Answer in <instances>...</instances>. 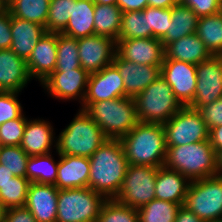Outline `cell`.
I'll return each instance as SVG.
<instances>
[{
	"label": "cell",
	"instance_id": "6da1fadb",
	"mask_svg": "<svg viewBox=\"0 0 222 222\" xmlns=\"http://www.w3.org/2000/svg\"><path fill=\"white\" fill-rule=\"evenodd\" d=\"M88 188L102 194L106 199H114L125 178L128 160L119 139H106L92 154Z\"/></svg>",
	"mask_w": 222,
	"mask_h": 222
},
{
	"label": "cell",
	"instance_id": "7a4b0ae2",
	"mask_svg": "<svg viewBox=\"0 0 222 222\" xmlns=\"http://www.w3.org/2000/svg\"><path fill=\"white\" fill-rule=\"evenodd\" d=\"M119 140L130 165L164 166L167 148L163 124L139 122Z\"/></svg>",
	"mask_w": 222,
	"mask_h": 222
},
{
	"label": "cell",
	"instance_id": "3957f363",
	"mask_svg": "<svg viewBox=\"0 0 222 222\" xmlns=\"http://www.w3.org/2000/svg\"><path fill=\"white\" fill-rule=\"evenodd\" d=\"M110 139L127 135L138 123L134 98L120 97L79 106Z\"/></svg>",
	"mask_w": 222,
	"mask_h": 222
},
{
	"label": "cell",
	"instance_id": "277c9868",
	"mask_svg": "<svg viewBox=\"0 0 222 222\" xmlns=\"http://www.w3.org/2000/svg\"><path fill=\"white\" fill-rule=\"evenodd\" d=\"M164 166L190 181L218 175L217 153L209 140L168 147Z\"/></svg>",
	"mask_w": 222,
	"mask_h": 222
},
{
	"label": "cell",
	"instance_id": "5b68a950",
	"mask_svg": "<svg viewBox=\"0 0 222 222\" xmlns=\"http://www.w3.org/2000/svg\"><path fill=\"white\" fill-rule=\"evenodd\" d=\"M56 137V154L87 158L108 139L83 109L77 111L72 121Z\"/></svg>",
	"mask_w": 222,
	"mask_h": 222
},
{
	"label": "cell",
	"instance_id": "8992f818",
	"mask_svg": "<svg viewBox=\"0 0 222 222\" xmlns=\"http://www.w3.org/2000/svg\"><path fill=\"white\" fill-rule=\"evenodd\" d=\"M137 118L142 123L164 124L183 106L171 86L160 76L134 98Z\"/></svg>",
	"mask_w": 222,
	"mask_h": 222
},
{
	"label": "cell",
	"instance_id": "52a82bcc",
	"mask_svg": "<svg viewBox=\"0 0 222 222\" xmlns=\"http://www.w3.org/2000/svg\"><path fill=\"white\" fill-rule=\"evenodd\" d=\"M106 200L88 187L58 189L56 222H96Z\"/></svg>",
	"mask_w": 222,
	"mask_h": 222
},
{
	"label": "cell",
	"instance_id": "ba28073f",
	"mask_svg": "<svg viewBox=\"0 0 222 222\" xmlns=\"http://www.w3.org/2000/svg\"><path fill=\"white\" fill-rule=\"evenodd\" d=\"M183 206L203 222L222 220V175L191 181Z\"/></svg>",
	"mask_w": 222,
	"mask_h": 222
},
{
	"label": "cell",
	"instance_id": "9c48e42d",
	"mask_svg": "<svg viewBox=\"0 0 222 222\" xmlns=\"http://www.w3.org/2000/svg\"><path fill=\"white\" fill-rule=\"evenodd\" d=\"M158 168L129 164L118 195L114 199L135 209L156 199L155 184Z\"/></svg>",
	"mask_w": 222,
	"mask_h": 222
},
{
	"label": "cell",
	"instance_id": "30bf717a",
	"mask_svg": "<svg viewBox=\"0 0 222 222\" xmlns=\"http://www.w3.org/2000/svg\"><path fill=\"white\" fill-rule=\"evenodd\" d=\"M166 148L209 140V129L200 113L189 106L182 107L163 124Z\"/></svg>",
	"mask_w": 222,
	"mask_h": 222
},
{
	"label": "cell",
	"instance_id": "8fae6325",
	"mask_svg": "<svg viewBox=\"0 0 222 222\" xmlns=\"http://www.w3.org/2000/svg\"><path fill=\"white\" fill-rule=\"evenodd\" d=\"M89 76L90 74L82 68L52 72L40 85L52 98L64 102L78 100L82 105Z\"/></svg>",
	"mask_w": 222,
	"mask_h": 222
},
{
	"label": "cell",
	"instance_id": "7c38bea8",
	"mask_svg": "<svg viewBox=\"0 0 222 222\" xmlns=\"http://www.w3.org/2000/svg\"><path fill=\"white\" fill-rule=\"evenodd\" d=\"M196 73L195 97L189 106L195 110L222 97V55H212L196 64Z\"/></svg>",
	"mask_w": 222,
	"mask_h": 222
},
{
	"label": "cell",
	"instance_id": "4fadbf2b",
	"mask_svg": "<svg viewBox=\"0 0 222 222\" xmlns=\"http://www.w3.org/2000/svg\"><path fill=\"white\" fill-rule=\"evenodd\" d=\"M161 77L171 86L176 99L183 107L192 104L197 84L196 65L164 59L161 66Z\"/></svg>",
	"mask_w": 222,
	"mask_h": 222
},
{
	"label": "cell",
	"instance_id": "5bb4252c",
	"mask_svg": "<svg viewBox=\"0 0 222 222\" xmlns=\"http://www.w3.org/2000/svg\"><path fill=\"white\" fill-rule=\"evenodd\" d=\"M78 50L82 69L92 74L113 62L116 41L94 34L78 39Z\"/></svg>",
	"mask_w": 222,
	"mask_h": 222
},
{
	"label": "cell",
	"instance_id": "9a60e30c",
	"mask_svg": "<svg viewBox=\"0 0 222 222\" xmlns=\"http://www.w3.org/2000/svg\"><path fill=\"white\" fill-rule=\"evenodd\" d=\"M116 53L138 65L162 66L164 45L157 38H134L116 41Z\"/></svg>",
	"mask_w": 222,
	"mask_h": 222
},
{
	"label": "cell",
	"instance_id": "2e32d148",
	"mask_svg": "<svg viewBox=\"0 0 222 222\" xmlns=\"http://www.w3.org/2000/svg\"><path fill=\"white\" fill-rule=\"evenodd\" d=\"M120 97H125V87L123 78L113 63L90 74L83 103H96Z\"/></svg>",
	"mask_w": 222,
	"mask_h": 222
},
{
	"label": "cell",
	"instance_id": "e0dca14e",
	"mask_svg": "<svg viewBox=\"0 0 222 222\" xmlns=\"http://www.w3.org/2000/svg\"><path fill=\"white\" fill-rule=\"evenodd\" d=\"M123 78L125 97L135 98L161 76V66L138 65L115 53L113 62Z\"/></svg>",
	"mask_w": 222,
	"mask_h": 222
},
{
	"label": "cell",
	"instance_id": "ac0fdd59",
	"mask_svg": "<svg viewBox=\"0 0 222 222\" xmlns=\"http://www.w3.org/2000/svg\"><path fill=\"white\" fill-rule=\"evenodd\" d=\"M56 61L57 33L46 32L26 60L31 79H37L40 84L44 82L54 72Z\"/></svg>",
	"mask_w": 222,
	"mask_h": 222
},
{
	"label": "cell",
	"instance_id": "d6986e66",
	"mask_svg": "<svg viewBox=\"0 0 222 222\" xmlns=\"http://www.w3.org/2000/svg\"><path fill=\"white\" fill-rule=\"evenodd\" d=\"M56 139L51 122L27 119L20 147L29 157L45 155L53 152L52 147L56 149Z\"/></svg>",
	"mask_w": 222,
	"mask_h": 222
},
{
	"label": "cell",
	"instance_id": "ffe728a7",
	"mask_svg": "<svg viewBox=\"0 0 222 222\" xmlns=\"http://www.w3.org/2000/svg\"><path fill=\"white\" fill-rule=\"evenodd\" d=\"M30 80L26 60L11 49H0V89L21 93Z\"/></svg>",
	"mask_w": 222,
	"mask_h": 222
},
{
	"label": "cell",
	"instance_id": "44dd1931",
	"mask_svg": "<svg viewBox=\"0 0 222 222\" xmlns=\"http://www.w3.org/2000/svg\"><path fill=\"white\" fill-rule=\"evenodd\" d=\"M58 188L55 185L30 183L25 207L36 222H56Z\"/></svg>",
	"mask_w": 222,
	"mask_h": 222
},
{
	"label": "cell",
	"instance_id": "7402d4cb",
	"mask_svg": "<svg viewBox=\"0 0 222 222\" xmlns=\"http://www.w3.org/2000/svg\"><path fill=\"white\" fill-rule=\"evenodd\" d=\"M58 155V171L55 186L58 189L87 187L90 159L81 156Z\"/></svg>",
	"mask_w": 222,
	"mask_h": 222
},
{
	"label": "cell",
	"instance_id": "603a6c76",
	"mask_svg": "<svg viewBox=\"0 0 222 222\" xmlns=\"http://www.w3.org/2000/svg\"><path fill=\"white\" fill-rule=\"evenodd\" d=\"M45 33L44 26L11 15L12 44L10 49L19 57L27 60Z\"/></svg>",
	"mask_w": 222,
	"mask_h": 222
},
{
	"label": "cell",
	"instance_id": "cb8c5ba5",
	"mask_svg": "<svg viewBox=\"0 0 222 222\" xmlns=\"http://www.w3.org/2000/svg\"><path fill=\"white\" fill-rule=\"evenodd\" d=\"M190 182L178 171L161 166L156 176V199L183 205Z\"/></svg>",
	"mask_w": 222,
	"mask_h": 222
},
{
	"label": "cell",
	"instance_id": "d4e9b609",
	"mask_svg": "<svg viewBox=\"0 0 222 222\" xmlns=\"http://www.w3.org/2000/svg\"><path fill=\"white\" fill-rule=\"evenodd\" d=\"M164 52V59L179 60L194 65L199 64L212 56L196 33L168 43L164 47Z\"/></svg>",
	"mask_w": 222,
	"mask_h": 222
},
{
	"label": "cell",
	"instance_id": "484cf974",
	"mask_svg": "<svg viewBox=\"0 0 222 222\" xmlns=\"http://www.w3.org/2000/svg\"><path fill=\"white\" fill-rule=\"evenodd\" d=\"M94 8L93 0L73 2L72 15L61 33L75 39L94 35Z\"/></svg>",
	"mask_w": 222,
	"mask_h": 222
},
{
	"label": "cell",
	"instance_id": "4316f807",
	"mask_svg": "<svg viewBox=\"0 0 222 222\" xmlns=\"http://www.w3.org/2000/svg\"><path fill=\"white\" fill-rule=\"evenodd\" d=\"M199 17L194 11L180 2L172 7V19L167 34L161 39L164 47L173 41L196 33Z\"/></svg>",
	"mask_w": 222,
	"mask_h": 222
},
{
	"label": "cell",
	"instance_id": "83f0119b",
	"mask_svg": "<svg viewBox=\"0 0 222 222\" xmlns=\"http://www.w3.org/2000/svg\"><path fill=\"white\" fill-rule=\"evenodd\" d=\"M122 10L117 5L95 3L94 34L117 41L120 32Z\"/></svg>",
	"mask_w": 222,
	"mask_h": 222
},
{
	"label": "cell",
	"instance_id": "f1b7e54d",
	"mask_svg": "<svg viewBox=\"0 0 222 222\" xmlns=\"http://www.w3.org/2000/svg\"><path fill=\"white\" fill-rule=\"evenodd\" d=\"M57 171L58 161H55L52 152L28 158L26 178L31 183L55 185L57 180Z\"/></svg>",
	"mask_w": 222,
	"mask_h": 222
},
{
	"label": "cell",
	"instance_id": "f546056e",
	"mask_svg": "<svg viewBox=\"0 0 222 222\" xmlns=\"http://www.w3.org/2000/svg\"><path fill=\"white\" fill-rule=\"evenodd\" d=\"M196 34L212 55H222V11L198 19Z\"/></svg>",
	"mask_w": 222,
	"mask_h": 222
},
{
	"label": "cell",
	"instance_id": "4dcf8cb0",
	"mask_svg": "<svg viewBox=\"0 0 222 222\" xmlns=\"http://www.w3.org/2000/svg\"><path fill=\"white\" fill-rule=\"evenodd\" d=\"M50 0H12L6 6L13 17L46 26Z\"/></svg>",
	"mask_w": 222,
	"mask_h": 222
},
{
	"label": "cell",
	"instance_id": "1f68e13d",
	"mask_svg": "<svg viewBox=\"0 0 222 222\" xmlns=\"http://www.w3.org/2000/svg\"><path fill=\"white\" fill-rule=\"evenodd\" d=\"M182 204L153 199L138 209L139 222H175Z\"/></svg>",
	"mask_w": 222,
	"mask_h": 222
},
{
	"label": "cell",
	"instance_id": "d6a6232c",
	"mask_svg": "<svg viewBox=\"0 0 222 222\" xmlns=\"http://www.w3.org/2000/svg\"><path fill=\"white\" fill-rule=\"evenodd\" d=\"M150 37L152 30L149 28L148 16L143 11L123 12L118 40Z\"/></svg>",
	"mask_w": 222,
	"mask_h": 222
},
{
	"label": "cell",
	"instance_id": "836d02e7",
	"mask_svg": "<svg viewBox=\"0 0 222 222\" xmlns=\"http://www.w3.org/2000/svg\"><path fill=\"white\" fill-rule=\"evenodd\" d=\"M82 68L79 61L78 39L57 33V61L54 72Z\"/></svg>",
	"mask_w": 222,
	"mask_h": 222
},
{
	"label": "cell",
	"instance_id": "e575fe53",
	"mask_svg": "<svg viewBox=\"0 0 222 222\" xmlns=\"http://www.w3.org/2000/svg\"><path fill=\"white\" fill-rule=\"evenodd\" d=\"M30 181L26 177L14 176L0 187V200L6 209L23 207L27 201Z\"/></svg>",
	"mask_w": 222,
	"mask_h": 222
},
{
	"label": "cell",
	"instance_id": "d590c367",
	"mask_svg": "<svg viewBox=\"0 0 222 222\" xmlns=\"http://www.w3.org/2000/svg\"><path fill=\"white\" fill-rule=\"evenodd\" d=\"M76 0H50L45 26L46 32L61 33L72 15L73 2Z\"/></svg>",
	"mask_w": 222,
	"mask_h": 222
},
{
	"label": "cell",
	"instance_id": "8d00e7d4",
	"mask_svg": "<svg viewBox=\"0 0 222 222\" xmlns=\"http://www.w3.org/2000/svg\"><path fill=\"white\" fill-rule=\"evenodd\" d=\"M96 222H139L138 209L107 199L101 207Z\"/></svg>",
	"mask_w": 222,
	"mask_h": 222
},
{
	"label": "cell",
	"instance_id": "74e56055",
	"mask_svg": "<svg viewBox=\"0 0 222 222\" xmlns=\"http://www.w3.org/2000/svg\"><path fill=\"white\" fill-rule=\"evenodd\" d=\"M29 156L20 145L0 146V164L17 177H26V166Z\"/></svg>",
	"mask_w": 222,
	"mask_h": 222
},
{
	"label": "cell",
	"instance_id": "f35d334b",
	"mask_svg": "<svg viewBox=\"0 0 222 222\" xmlns=\"http://www.w3.org/2000/svg\"><path fill=\"white\" fill-rule=\"evenodd\" d=\"M143 12L148 16L149 28L152 30V37L162 39L168 31L172 19V8H156L147 6Z\"/></svg>",
	"mask_w": 222,
	"mask_h": 222
},
{
	"label": "cell",
	"instance_id": "ab89813d",
	"mask_svg": "<svg viewBox=\"0 0 222 222\" xmlns=\"http://www.w3.org/2000/svg\"><path fill=\"white\" fill-rule=\"evenodd\" d=\"M27 119L23 114L20 118L8 120L0 125V146L20 145Z\"/></svg>",
	"mask_w": 222,
	"mask_h": 222
},
{
	"label": "cell",
	"instance_id": "60d3db41",
	"mask_svg": "<svg viewBox=\"0 0 222 222\" xmlns=\"http://www.w3.org/2000/svg\"><path fill=\"white\" fill-rule=\"evenodd\" d=\"M19 92L0 93V125L8 120L20 118L24 112L18 99Z\"/></svg>",
	"mask_w": 222,
	"mask_h": 222
},
{
	"label": "cell",
	"instance_id": "b9f144b4",
	"mask_svg": "<svg viewBox=\"0 0 222 222\" xmlns=\"http://www.w3.org/2000/svg\"><path fill=\"white\" fill-rule=\"evenodd\" d=\"M179 2L191 8L199 18L222 11V0H179Z\"/></svg>",
	"mask_w": 222,
	"mask_h": 222
},
{
	"label": "cell",
	"instance_id": "7bdbcfd3",
	"mask_svg": "<svg viewBox=\"0 0 222 222\" xmlns=\"http://www.w3.org/2000/svg\"><path fill=\"white\" fill-rule=\"evenodd\" d=\"M208 129L222 125V97L197 109Z\"/></svg>",
	"mask_w": 222,
	"mask_h": 222
},
{
	"label": "cell",
	"instance_id": "ee69618b",
	"mask_svg": "<svg viewBox=\"0 0 222 222\" xmlns=\"http://www.w3.org/2000/svg\"><path fill=\"white\" fill-rule=\"evenodd\" d=\"M11 44V14L3 7L0 10V49H10Z\"/></svg>",
	"mask_w": 222,
	"mask_h": 222
},
{
	"label": "cell",
	"instance_id": "f6af8a7d",
	"mask_svg": "<svg viewBox=\"0 0 222 222\" xmlns=\"http://www.w3.org/2000/svg\"><path fill=\"white\" fill-rule=\"evenodd\" d=\"M4 222H36L35 217L25 207L8 209Z\"/></svg>",
	"mask_w": 222,
	"mask_h": 222
},
{
	"label": "cell",
	"instance_id": "bcb514c9",
	"mask_svg": "<svg viewBox=\"0 0 222 222\" xmlns=\"http://www.w3.org/2000/svg\"><path fill=\"white\" fill-rule=\"evenodd\" d=\"M117 6L122 12L143 11L148 6L147 0H117Z\"/></svg>",
	"mask_w": 222,
	"mask_h": 222
},
{
	"label": "cell",
	"instance_id": "7dc6e473",
	"mask_svg": "<svg viewBox=\"0 0 222 222\" xmlns=\"http://www.w3.org/2000/svg\"><path fill=\"white\" fill-rule=\"evenodd\" d=\"M209 141L214 151L218 154L222 150V125L210 129Z\"/></svg>",
	"mask_w": 222,
	"mask_h": 222
},
{
	"label": "cell",
	"instance_id": "c3c4849f",
	"mask_svg": "<svg viewBox=\"0 0 222 222\" xmlns=\"http://www.w3.org/2000/svg\"><path fill=\"white\" fill-rule=\"evenodd\" d=\"M175 222H203L197 217L191 210L187 209L183 205L178 210Z\"/></svg>",
	"mask_w": 222,
	"mask_h": 222
},
{
	"label": "cell",
	"instance_id": "681fc988",
	"mask_svg": "<svg viewBox=\"0 0 222 222\" xmlns=\"http://www.w3.org/2000/svg\"><path fill=\"white\" fill-rule=\"evenodd\" d=\"M148 6L156 8H172L179 0H147Z\"/></svg>",
	"mask_w": 222,
	"mask_h": 222
},
{
	"label": "cell",
	"instance_id": "f907efd6",
	"mask_svg": "<svg viewBox=\"0 0 222 222\" xmlns=\"http://www.w3.org/2000/svg\"><path fill=\"white\" fill-rule=\"evenodd\" d=\"M14 177L13 173L8 169L4 168L3 164H0V187L6 184Z\"/></svg>",
	"mask_w": 222,
	"mask_h": 222
},
{
	"label": "cell",
	"instance_id": "816d5d0a",
	"mask_svg": "<svg viewBox=\"0 0 222 222\" xmlns=\"http://www.w3.org/2000/svg\"><path fill=\"white\" fill-rule=\"evenodd\" d=\"M217 172L222 175V150L217 154Z\"/></svg>",
	"mask_w": 222,
	"mask_h": 222
},
{
	"label": "cell",
	"instance_id": "f5cc1de1",
	"mask_svg": "<svg viewBox=\"0 0 222 222\" xmlns=\"http://www.w3.org/2000/svg\"><path fill=\"white\" fill-rule=\"evenodd\" d=\"M6 207L4 206L3 202L0 200V222H4L6 216Z\"/></svg>",
	"mask_w": 222,
	"mask_h": 222
},
{
	"label": "cell",
	"instance_id": "db71d44e",
	"mask_svg": "<svg viewBox=\"0 0 222 222\" xmlns=\"http://www.w3.org/2000/svg\"><path fill=\"white\" fill-rule=\"evenodd\" d=\"M94 3H100L104 5H117V0H93Z\"/></svg>",
	"mask_w": 222,
	"mask_h": 222
},
{
	"label": "cell",
	"instance_id": "11a10c76",
	"mask_svg": "<svg viewBox=\"0 0 222 222\" xmlns=\"http://www.w3.org/2000/svg\"><path fill=\"white\" fill-rule=\"evenodd\" d=\"M12 0H0V3L6 7L8 5V3H10Z\"/></svg>",
	"mask_w": 222,
	"mask_h": 222
},
{
	"label": "cell",
	"instance_id": "9f6ffc18",
	"mask_svg": "<svg viewBox=\"0 0 222 222\" xmlns=\"http://www.w3.org/2000/svg\"><path fill=\"white\" fill-rule=\"evenodd\" d=\"M4 6L0 3V10L3 8Z\"/></svg>",
	"mask_w": 222,
	"mask_h": 222
},
{
	"label": "cell",
	"instance_id": "6f0895ef",
	"mask_svg": "<svg viewBox=\"0 0 222 222\" xmlns=\"http://www.w3.org/2000/svg\"><path fill=\"white\" fill-rule=\"evenodd\" d=\"M210 222H222V220H218V221H210Z\"/></svg>",
	"mask_w": 222,
	"mask_h": 222
}]
</instances>
